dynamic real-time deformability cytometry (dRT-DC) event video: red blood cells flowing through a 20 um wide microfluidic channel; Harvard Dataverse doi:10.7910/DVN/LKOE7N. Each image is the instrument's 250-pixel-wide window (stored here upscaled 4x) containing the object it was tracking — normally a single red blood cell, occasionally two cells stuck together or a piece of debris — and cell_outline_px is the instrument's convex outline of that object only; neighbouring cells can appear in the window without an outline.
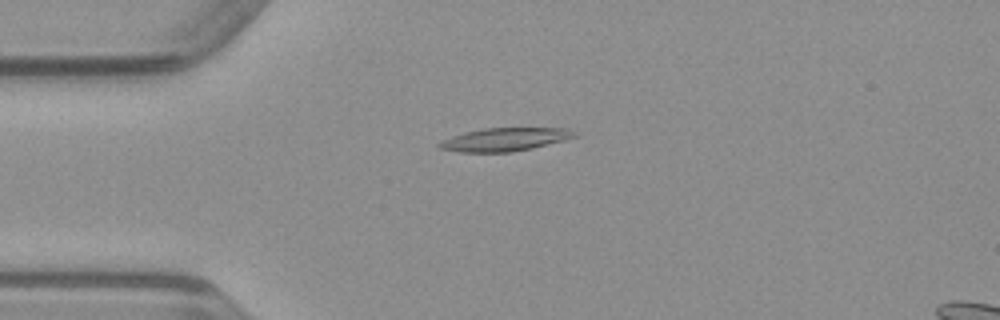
{"species": "common noctule bat (a hibernating species)", "species_latin": "Nyctalus noctula", "temperature_condition": "warm", "stored_images_in_passage": 38, "camera_frame_rate_fps": 3000, "um_per_image_px": 0.085, "animal": {"sex": "male", "body_mass_g": 23.1, "forearm_length_mm": 52.7}, "frame": {"image": 1, "passage_image": 1, "time_ms": 0.0, "image_size_px": [1000, 320], "cell_outline_px": [[576, 136], [564, 140], [532, 148], [512, 152], [460, 152], [440, 148], [436, 144], [452, 136], [464, 132], [484, 128], [568, 128], [576, 132]], "centroid_in_image_um": [42.91, 11.85], "position_along_channel_um": 42.1, "area_um2": 18.15}}
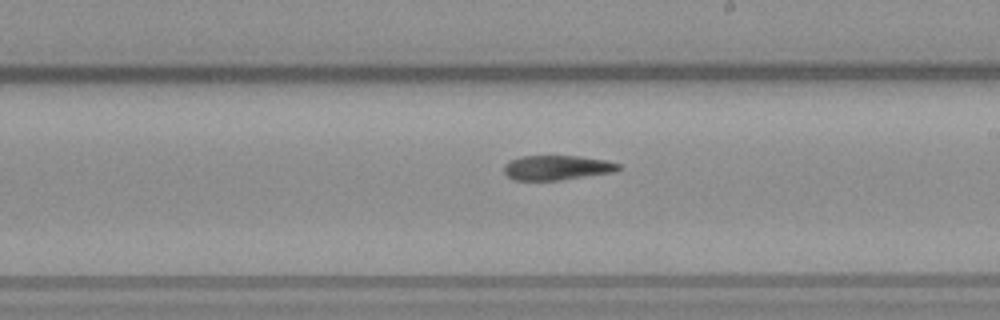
{"frame": {"image": 2, "passage_image": 17, "time_ms": 5.333, "image_size_px": [1000, 320], "cell_outline_px": [[620, 168], [616, 172], [560, 180], [512, 180], [504, 172], [504, 164], [508, 160], [524, 156], [580, 156], [604, 160], [620, 164]], "centroid_in_image_um": [47.32, 14.25], "position_along_channel_um": 241.7, "area_um2": 16.53}}
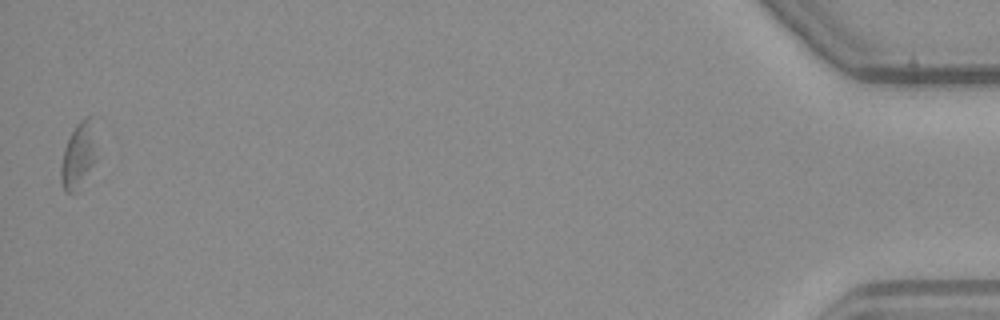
{"frame": {"image": 3, "passage_image": 38, "time_ms": 12.333, "image_size_px": [1000, 320], "cell_outline_px": [[96, 160], [80, 192], [64, 192], [60, 180], [60, 168], [64, 148], [76, 124], [84, 116], [88, 116], [96, 156]], "centroid_in_image_um": [6.61, 13.39], "position_along_channel_um": 428.6, "area_um2": 13.41}}